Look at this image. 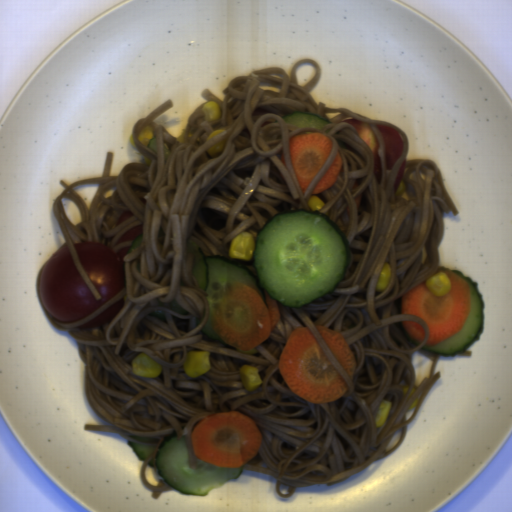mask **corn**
Listing matches in <instances>:
<instances>
[{
  "instance_id": "corn-1",
  "label": "corn",
  "mask_w": 512,
  "mask_h": 512,
  "mask_svg": "<svg viewBox=\"0 0 512 512\" xmlns=\"http://www.w3.org/2000/svg\"><path fill=\"white\" fill-rule=\"evenodd\" d=\"M256 243V237L249 231L244 230L230 240L227 256L230 260L238 263H253Z\"/></svg>"
},
{
  "instance_id": "corn-2",
  "label": "corn",
  "mask_w": 512,
  "mask_h": 512,
  "mask_svg": "<svg viewBox=\"0 0 512 512\" xmlns=\"http://www.w3.org/2000/svg\"><path fill=\"white\" fill-rule=\"evenodd\" d=\"M209 351L189 350L182 369L189 378H197L212 370Z\"/></svg>"
},
{
  "instance_id": "corn-3",
  "label": "corn",
  "mask_w": 512,
  "mask_h": 512,
  "mask_svg": "<svg viewBox=\"0 0 512 512\" xmlns=\"http://www.w3.org/2000/svg\"><path fill=\"white\" fill-rule=\"evenodd\" d=\"M131 374L142 378H157L163 371V365L154 361L146 353H139L130 361Z\"/></svg>"
},
{
  "instance_id": "corn-4",
  "label": "corn",
  "mask_w": 512,
  "mask_h": 512,
  "mask_svg": "<svg viewBox=\"0 0 512 512\" xmlns=\"http://www.w3.org/2000/svg\"><path fill=\"white\" fill-rule=\"evenodd\" d=\"M424 285L428 292L437 298L445 297L450 294L453 288L448 275L442 270L427 278Z\"/></svg>"
},
{
  "instance_id": "corn-5",
  "label": "corn",
  "mask_w": 512,
  "mask_h": 512,
  "mask_svg": "<svg viewBox=\"0 0 512 512\" xmlns=\"http://www.w3.org/2000/svg\"><path fill=\"white\" fill-rule=\"evenodd\" d=\"M241 384L248 393L255 392L262 384L263 379L258 372V367L250 364H242L238 367Z\"/></svg>"
},
{
  "instance_id": "corn-6",
  "label": "corn",
  "mask_w": 512,
  "mask_h": 512,
  "mask_svg": "<svg viewBox=\"0 0 512 512\" xmlns=\"http://www.w3.org/2000/svg\"><path fill=\"white\" fill-rule=\"evenodd\" d=\"M200 111H203L204 113V116H203V119L204 121H214V120H217L219 118H222V109L219 105V103H217L216 101L214 100H209L207 102H205Z\"/></svg>"
},
{
  "instance_id": "corn-7",
  "label": "corn",
  "mask_w": 512,
  "mask_h": 512,
  "mask_svg": "<svg viewBox=\"0 0 512 512\" xmlns=\"http://www.w3.org/2000/svg\"><path fill=\"white\" fill-rule=\"evenodd\" d=\"M393 409L392 401L382 400L375 417L376 428H382L386 425L390 413Z\"/></svg>"
},
{
  "instance_id": "corn-8",
  "label": "corn",
  "mask_w": 512,
  "mask_h": 512,
  "mask_svg": "<svg viewBox=\"0 0 512 512\" xmlns=\"http://www.w3.org/2000/svg\"><path fill=\"white\" fill-rule=\"evenodd\" d=\"M392 268L388 261H385L382 265L379 278L376 285V292H383L387 289L391 279Z\"/></svg>"
},
{
  "instance_id": "corn-9",
  "label": "corn",
  "mask_w": 512,
  "mask_h": 512,
  "mask_svg": "<svg viewBox=\"0 0 512 512\" xmlns=\"http://www.w3.org/2000/svg\"><path fill=\"white\" fill-rule=\"evenodd\" d=\"M325 202L315 194L310 195L307 206L311 210V212H321L322 209L325 207Z\"/></svg>"
},
{
  "instance_id": "corn-10",
  "label": "corn",
  "mask_w": 512,
  "mask_h": 512,
  "mask_svg": "<svg viewBox=\"0 0 512 512\" xmlns=\"http://www.w3.org/2000/svg\"><path fill=\"white\" fill-rule=\"evenodd\" d=\"M151 138H155L154 130L151 127V125H148L145 128H143L137 136L139 142L145 146L148 145Z\"/></svg>"
},
{
  "instance_id": "corn-11",
  "label": "corn",
  "mask_w": 512,
  "mask_h": 512,
  "mask_svg": "<svg viewBox=\"0 0 512 512\" xmlns=\"http://www.w3.org/2000/svg\"><path fill=\"white\" fill-rule=\"evenodd\" d=\"M226 140H227V138L222 140V141H220V142H218V143H216V144H214V145H212L208 149H206L207 154L209 155V157L211 159H215V158L219 157L222 154V152L224 150V147H225Z\"/></svg>"
},
{
  "instance_id": "corn-12",
  "label": "corn",
  "mask_w": 512,
  "mask_h": 512,
  "mask_svg": "<svg viewBox=\"0 0 512 512\" xmlns=\"http://www.w3.org/2000/svg\"><path fill=\"white\" fill-rule=\"evenodd\" d=\"M407 191V187H406V184L404 183V181L401 179L396 191L394 192V195L395 197H400V196H403L405 194V192Z\"/></svg>"
},
{
  "instance_id": "corn-13",
  "label": "corn",
  "mask_w": 512,
  "mask_h": 512,
  "mask_svg": "<svg viewBox=\"0 0 512 512\" xmlns=\"http://www.w3.org/2000/svg\"><path fill=\"white\" fill-rule=\"evenodd\" d=\"M225 130H227V129H222V128H218V129H216L215 131H213V132H211L210 134H208V136H207V138H206L205 142H206V141H208L209 139H211V138L215 137L216 135H218V134L222 133V132H223V131H225Z\"/></svg>"
}]
</instances>
